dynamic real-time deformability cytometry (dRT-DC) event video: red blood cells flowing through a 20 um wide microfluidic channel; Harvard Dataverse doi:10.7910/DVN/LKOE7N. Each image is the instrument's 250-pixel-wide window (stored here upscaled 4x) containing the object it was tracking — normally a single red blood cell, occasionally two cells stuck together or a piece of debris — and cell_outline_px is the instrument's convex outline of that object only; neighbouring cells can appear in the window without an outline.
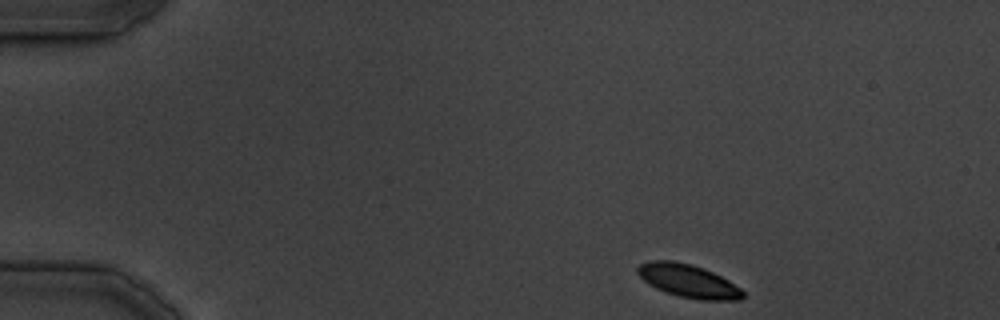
{"species": "common noctule bat (a hibernating species)", "species_latin": "Nyctalus noctula", "temperature_condition": "cold", "stored_images_in_passage": 11, "camera_frame_rate_fps": 3000, "um_per_image_px": 0.085, "animal": {"sex": "male", "body_mass_g": 19.5, "forearm_length_mm": 54.6}, "frame": {"image": 1, "passage_image": 1, "time_ms": 0.0, "image_size_px": [1000, 320], "cell_outline_px": [[744, 296], [740, 300], [700, 300], [680, 296], [656, 288], [648, 284], [636, 272], [636, 268], [640, 264], [648, 260], [676, 260], [692, 264], [704, 268], [728, 280], [740, 288], [744, 292]], "centroid_in_image_um": [58.49, 23.86], "position_along_channel_um": 26.5, "area_um2": 20.35}}
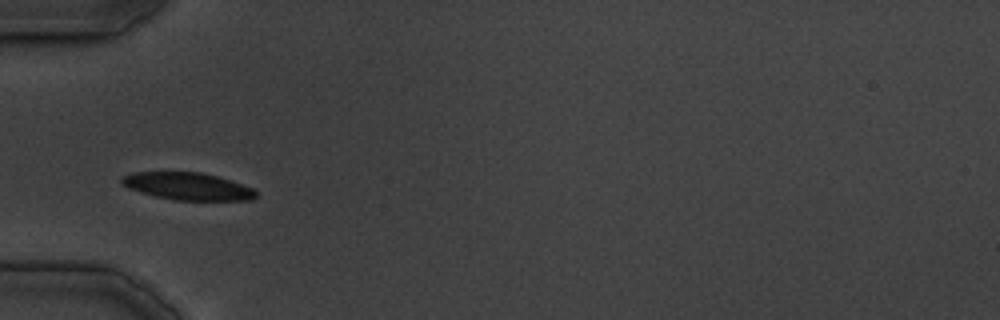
{"frame": {"image": 2, "passage_image": 7, "time_ms": 8.667, "image_size_px": [1000, 320], "cell_outline_px": [[256, 196], [252, 200], [176, 200], [156, 196], [140, 192], [128, 188], [120, 184], [120, 180], [124, 176], [136, 172], [200, 172], [216, 176], [252, 188], [256, 192]], "centroid_in_image_um": [15.92, 15.83], "position_along_channel_um": 69.1, "area_um2": 21.1}}